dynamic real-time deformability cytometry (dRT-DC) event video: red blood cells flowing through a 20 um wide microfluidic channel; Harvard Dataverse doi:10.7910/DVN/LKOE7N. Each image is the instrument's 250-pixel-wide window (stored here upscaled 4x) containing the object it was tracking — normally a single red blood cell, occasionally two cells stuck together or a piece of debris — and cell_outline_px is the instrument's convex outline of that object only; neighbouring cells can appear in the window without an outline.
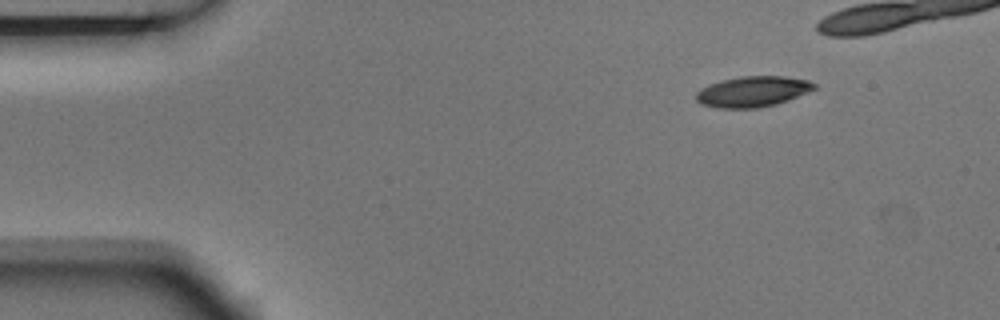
{"species": "Egyptian fruit bat (a non-hibernating species)", "species_latin": "Rousettus aegyptiacus", "temperature_condition": "room temperature", "stored_images_in_passage": 9, "camera_frame_rate_fps": 3000, "um_per_image_px": 0.085, "animal": {"sex": "male"}, "frame": {"image": 1, "passage_image": 1, "time_ms": 0.0, "image_size_px": [1000, 320], "cell_outline_px": [[816, 88], [788, 100], [776, 104], [756, 108], [720, 108], [700, 104], [696, 100], [696, 92], [700, 88], [720, 80], [740, 76], [784, 76], [808, 80], [816, 84]], "centroid_in_image_um": [63.95, 7.78], "position_along_channel_um": 21.1, "area_um2": 21.1}}
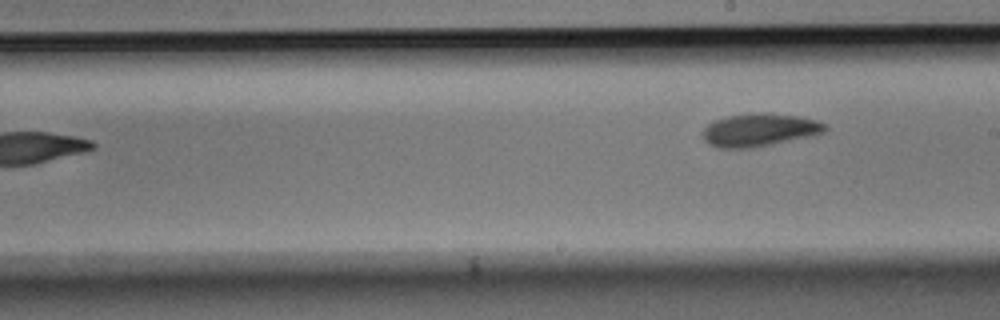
{"frame": {"image": 2, "passage_image": 9, "time_ms": 2.667, "image_size_px": [1000, 320], "cell_outline_px": [[828, 128], [824, 132], [772, 144], [748, 148], [720, 148], [708, 144], [704, 140], [704, 128], [708, 124], [716, 120], [728, 116], [752, 112], [760, 112], [800, 116], [820, 120], [828, 124]], "centroid_in_image_um": [64.58, 11.02], "position_along_channel_um": 224.4, "area_um2": 23.41}}